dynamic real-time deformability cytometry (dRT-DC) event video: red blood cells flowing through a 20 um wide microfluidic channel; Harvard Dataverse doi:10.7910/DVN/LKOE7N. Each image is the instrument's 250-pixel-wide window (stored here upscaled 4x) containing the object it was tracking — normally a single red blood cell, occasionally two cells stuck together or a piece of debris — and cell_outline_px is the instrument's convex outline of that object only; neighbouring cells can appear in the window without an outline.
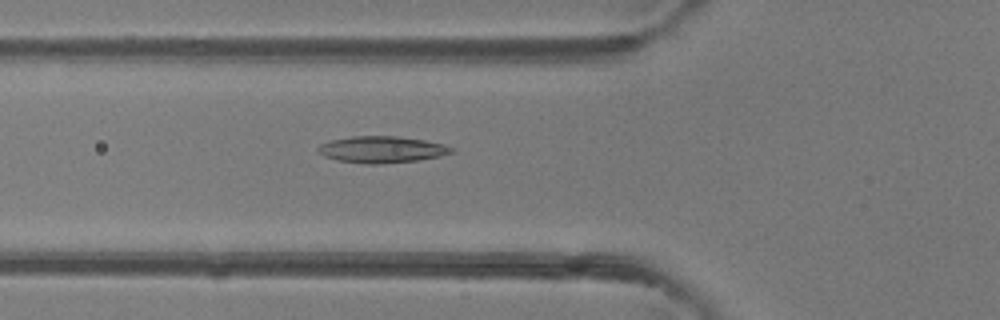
{"species": "common noctule bat (a hibernating species)", "species_latin": "Nyctalus noctula", "temperature_condition": "room temperature", "stored_images_in_passage": 47, "camera_frame_rate_fps": 3000, "um_per_image_px": 0.085, "animal": {"sex": "female"}, "frame": {"image": 1, "passage_image": 17, "time_ms": 5.333, "image_size_px": [1000, 320], "cell_outline_px": [[456, 152], [440, 156], [416, 160], [380, 164], [364, 164], [336, 160], [324, 156], [316, 148], [320, 144], [332, 140], [352, 136], [396, 136], [424, 140], [444, 144], [456, 148]], "centroid_in_image_um": [32.48, 12.71], "position_along_channel_um": 93.3, "area_um2": 20.75}}
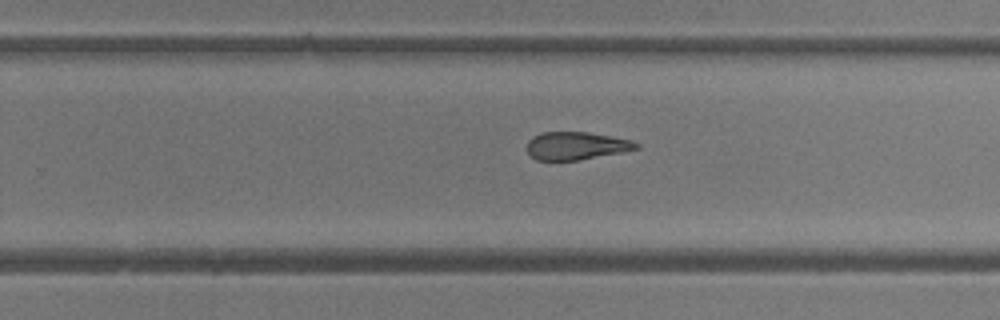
{"frame": {"image": 2, "passage_image": 30, "time_ms": 9.667, "image_size_px": [1000, 320], "cell_outline_px": [[640, 148], [624, 152], [576, 160], [536, 160], [528, 152], [528, 140], [532, 136], [540, 132], [588, 132], [632, 140], [640, 144]], "centroid_in_image_um": [49.0, 12.38], "position_along_channel_um": 280.8, "area_um2": 17.74}}
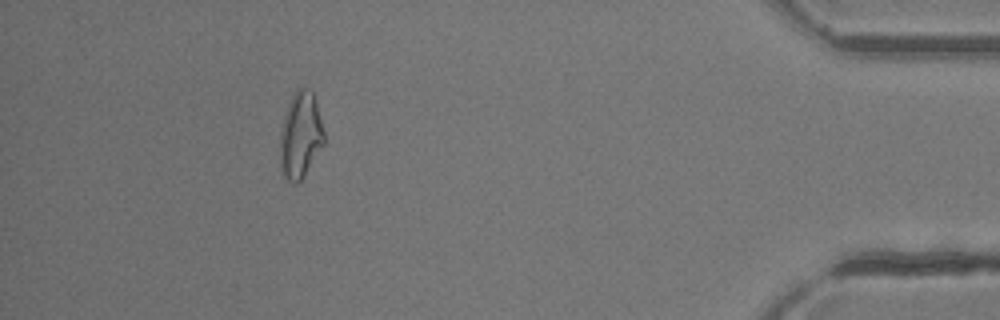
{"frame": {"image": 3, "passage_image": 43, "time_ms": 14.0, "image_size_px": [1000, 320], "cell_outline_px": [[324, 144], [300, 180], [296, 184], [288, 180], [280, 172], [280, 132], [284, 116], [292, 92], [296, 88], [312, 88], [316, 100], [324, 132]], "centroid_in_image_um": [25.53, 11.44], "position_along_channel_um": 409.7, "area_um2": 22.25}, "authors_computed_cell_mechanics": {"area_um2": 20.2878, "velocity_mm_per_s": 4.3196, "shape_relaxation_time_tau1_ms": null, "shape_relaxation_time_tau2_ms": 3.1761, "deformation_change_tau1": null, "deformation_change_tau2": 0.1202}}